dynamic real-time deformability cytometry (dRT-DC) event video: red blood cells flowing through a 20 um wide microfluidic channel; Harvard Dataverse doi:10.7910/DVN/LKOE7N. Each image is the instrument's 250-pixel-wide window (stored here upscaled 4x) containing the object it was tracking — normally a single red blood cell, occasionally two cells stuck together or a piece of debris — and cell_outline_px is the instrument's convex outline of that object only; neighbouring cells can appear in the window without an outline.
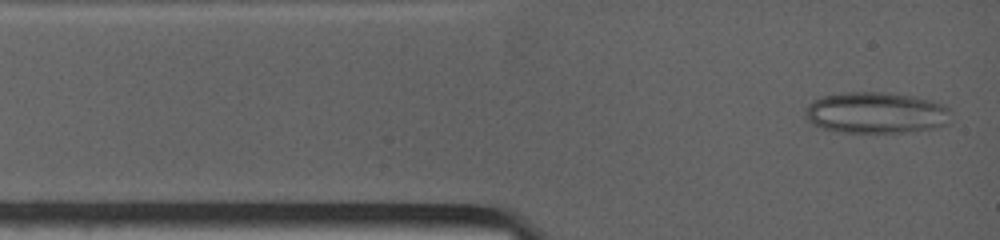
{"species": "common noctule bat (a hibernating species)", "species_latin": "Nyctalus noctula", "temperature_condition": "warm", "stored_images_in_passage": 42, "camera_frame_rate_fps": 4500, "um_per_image_px": 0.085, "animal": {"sex": "female", "body_mass_g": 19.0, "forearm_length_mm": 53.3}, "frame": {"image": 1, "passage_image": 2, "time_ms": 0.222, "image_size_px": [1000, 240], "cell_outline_px": [[948, 124], [932, 128], [904, 132], [840, 132], [824, 128], [808, 120], [804, 116], [804, 108], [808, 104], [824, 96], [844, 92], [888, 92], [912, 96], [932, 100], [948, 108]], "centroid_in_image_um": [74.43, 9.57], "position_along_channel_um": 10.6, "area_um2": 34.74}}
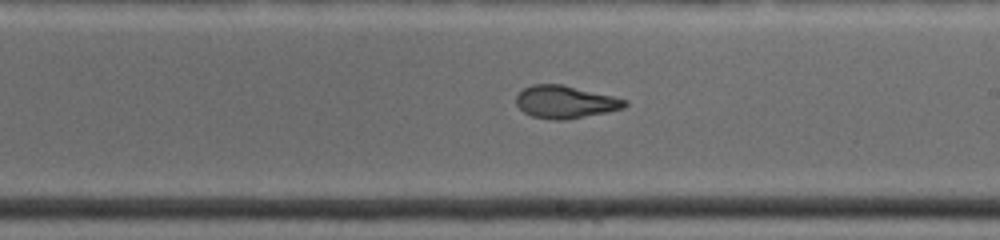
{"frame": {"image": 2, "passage_image": 24, "time_ms": 6.889, "image_size_px": [1000, 240], "cell_outline_px": [[628, 104], [624, 108], [608, 112], [564, 120], [552, 120], [532, 116], [524, 112], [516, 104], [516, 96], [524, 88], [532, 84], [560, 84], [612, 96], [628, 100]], "centroid_in_image_um": [48.04, 8.67], "position_along_channel_um": 241.0, "area_um2": 20.52}}
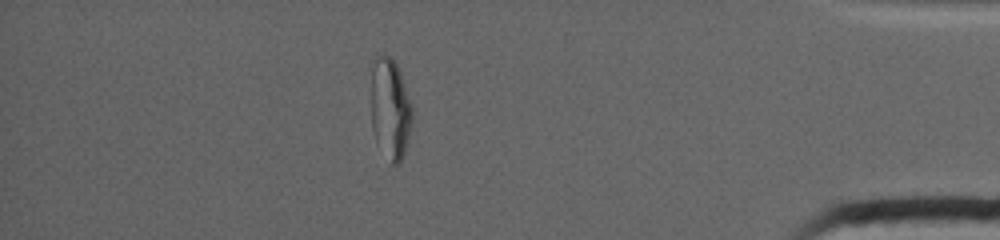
{"frame": {"image": 3, "passage_image": 42, "time_ms": 12.222, "image_size_px": [1000, 240], "cell_outline_px": [[412, 120], [408, 144], [404, 156], [400, 164], [392, 164], [376, 144], [372, 128], [372, 60], [376, 52], [384, 52], [392, 56], [400, 72], [412, 108]], "centroid_in_image_um": [33.16, 9.22], "position_along_channel_um": 402.0, "area_um2": 24.74}, "authors_computed_cell_mechanics": {"area_um2": 21.8195, "velocity_mm_per_s": 3.9558, "shape_relaxation_time_tau1_ms": null, "shape_relaxation_time_tau2_ms": 2.3024, "deformation_change_tau1": null, "deformation_change_tau2": 0.0901}}